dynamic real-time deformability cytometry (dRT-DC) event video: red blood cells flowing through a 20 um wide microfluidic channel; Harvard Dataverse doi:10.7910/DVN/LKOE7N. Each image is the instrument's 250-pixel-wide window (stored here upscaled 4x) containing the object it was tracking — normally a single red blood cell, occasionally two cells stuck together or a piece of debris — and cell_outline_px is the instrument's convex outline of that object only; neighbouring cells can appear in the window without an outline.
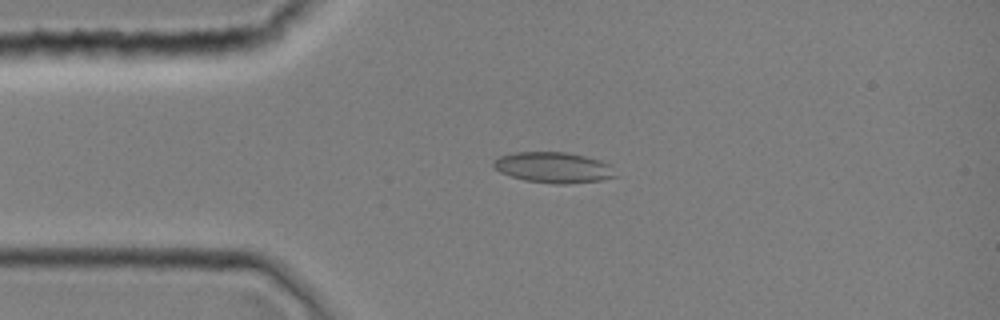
{"species": "common noctule bat (a hibernating species)", "species_latin": "Nyctalus noctula", "temperature_condition": "room temperature", "stored_images_in_passage": 2, "camera_frame_rate_fps": 3000, "um_per_image_px": 0.085, "animal": {"sex": "female", "body_mass_g": 19.0, "forearm_length_mm": 51.5}, "frame": {"image": 1, "passage_image": 1, "time_ms": 0.0, "image_size_px": [1000, 320], "cell_outline_px": [[620, 176], [600, 180], [564, 184], [556, 184], [524, 180], [500, 172], [492, 168], [492, 160], [500, 156], [516, 152], [564, 152], [584, 156], [600, 160], [608, 164]], "centroid_in_image_um": [47.02, 14.24], "position_along_channel_um": 38.0, "area_um2": 21.85}}